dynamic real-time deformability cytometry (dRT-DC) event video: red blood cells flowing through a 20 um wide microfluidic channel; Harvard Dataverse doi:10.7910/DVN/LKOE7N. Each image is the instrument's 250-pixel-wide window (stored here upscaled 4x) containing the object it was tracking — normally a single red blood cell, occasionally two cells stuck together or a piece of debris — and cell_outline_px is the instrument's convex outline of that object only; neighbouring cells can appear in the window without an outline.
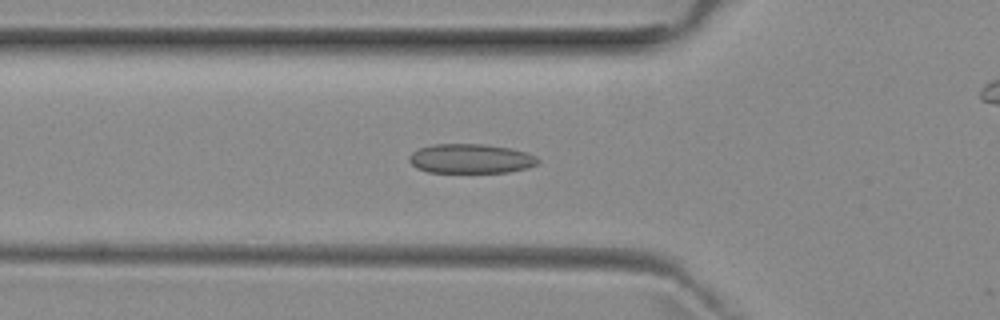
{"species": "common noctule bat (a hibernating species)", "species_latin": "Nyctalus noctula", "temperature_condition": "room temperature", "stored_images_in_passage": 53, "camera_frame_rate_fps": 3000, "um_per_image_px": 0.085, "animal": {"sex": "female", "body_mass_g": 29.2, "forearm_length_mm": 56.3}, "frame": {"image": 1, "passage_image": 18, "time_ms": 5.667, "image_size_px": [1000, 320], "cell_outline_px": [[540, 160], [536, 164], [528, 168], [508, 172], [428, 172], [416, 168], [408, 160], [408, 156], [412, 152], [420, 148], [432, 144], [484, 144], [512, 148], [528, 152], [536, 156]], "centroid_in_image_um": [40.02, 13.48], "position_along_channel_um": 85.8, "area_um2": 22.25}}
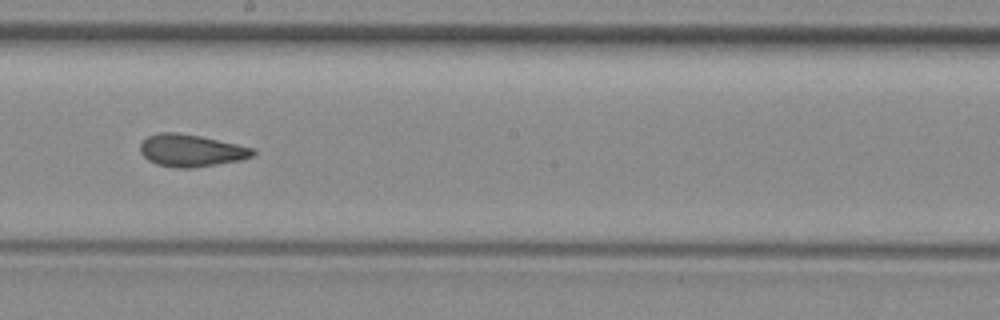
{"frame": {"image": 2, "passage_image": 29, "time_ms": 9.333, "image_size_px": [1000, 320], "cell_outline_px": [[256, 152], [252, 156], [240, 160], [192, 168], [176, 168], [156, 164], [148, 160], [140, 152], [140, 144], [148, 136], [160, 132], [176, 132], [200, 136], [256, 148]], "centroid_in_image_um": [16.25, 12.79], "position_along_channel_um": 232.0, "area_um2": 21.15}}
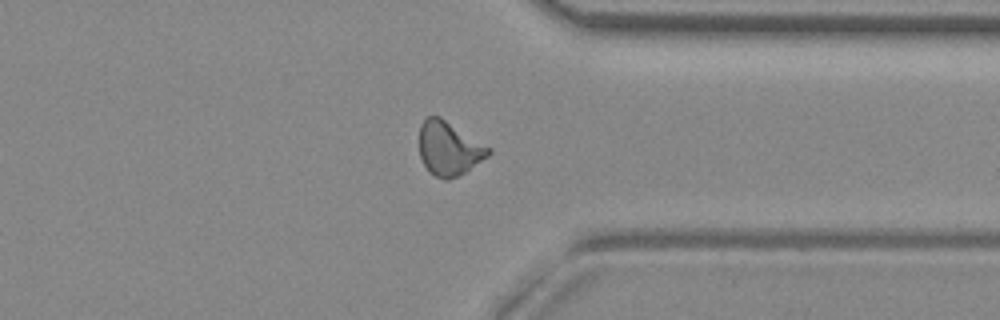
{"frame": {"image": 3, "passage_image": 40, "time_ms": 13.0, "image_size_px": [1000, 320], "cell_outline_px": [[492, 152], [488, 156], [464, 172], [448, 180], [444, 180], [436, 176], [424, 164], [420, 156], [420, 124], [428, 116], [440, 116], [492, 148]], "centroid_in_image_um": [38.18, 12.59], "position_along_channel_um": 373.2, "area_um2": 21.5}, "authors_computed_cell_mechanics": {"area_um2": 21.2704, "velocity_mm_per_s": 3.9735, "shape_relaxation_time_tau1_ms": null, "shape_relaxation_time_tau2_ms": 1.7029, "deformation_change_tau1": null, "deformation_change_tau2": 0.0956}}